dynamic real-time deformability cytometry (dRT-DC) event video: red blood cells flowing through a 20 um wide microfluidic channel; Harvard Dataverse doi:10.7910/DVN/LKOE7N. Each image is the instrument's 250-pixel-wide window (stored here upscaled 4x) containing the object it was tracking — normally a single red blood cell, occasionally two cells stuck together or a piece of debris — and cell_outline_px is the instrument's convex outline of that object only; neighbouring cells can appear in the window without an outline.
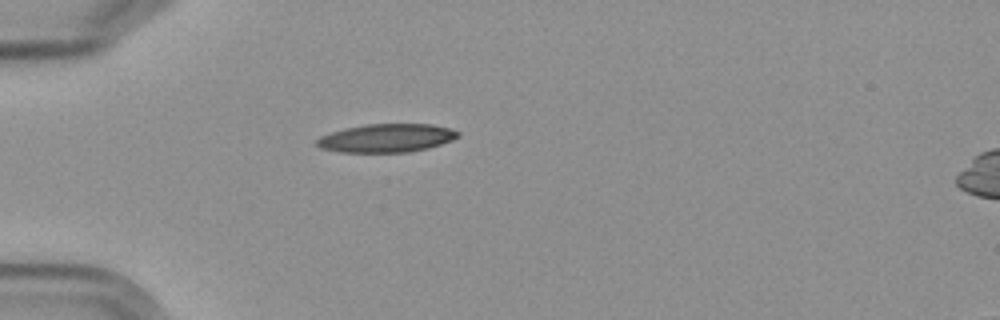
{"species": "Egyptian fruit bat (a non-hibernating species)", "species_latin": "Rousettus aegyptiacus", "temperature_condition": "cold", "stored_images_in_passage": 1, "camera_frame_rate_fps": 3000, "um_per_image_px": 0.085, "frame": {"image": 1, "passage_image": 1, "time_ms": 0.0, "image_size_px": [1000, 320], "cell_outline_px": [[460, 136], [452, 140], [428, 148], [408, 152], [340, 152], [320, 148], [316, 144], [316, 140], [320, 136], [344, 128], [364, 124], [432, 124], [448, 128], [460, 132]], "centroid_in_image_um": [32.84, 11.73], "position_along_channel_um": 52.2, "area_um2": 23.35}}